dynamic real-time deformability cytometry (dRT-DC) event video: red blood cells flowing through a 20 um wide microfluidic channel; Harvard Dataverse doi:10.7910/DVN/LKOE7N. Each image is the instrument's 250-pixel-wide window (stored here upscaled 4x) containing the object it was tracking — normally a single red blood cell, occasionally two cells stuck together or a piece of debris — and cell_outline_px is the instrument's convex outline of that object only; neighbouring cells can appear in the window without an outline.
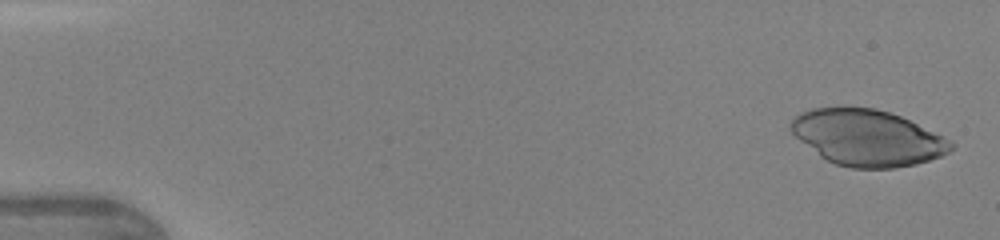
{"species": "human", "species_latin": "Homo sapiens", "temperature_condition": "warm", "stored_images_in_passage": 25, "camera_frame_rate_fps": 3000, "um_per_image_px": 0.085, "donor": {"sex": "female"}, "frame": {"image": 1, "passage_image": 2, "time_ms": 0.333, "image_size_px": [1000, 240], "cell_outline_px": [[956, 144], [948, 152], [940, 156], [916, 164], [896, 168], [852, 168], [836, 164], [820, 156], [800, 140], [792, 132], [792, 120], [800, 112], [812, 108], [876, 108], [900, 116], [952, 140]], "centroid_in_image_um": [73.76, 11.72], "position_along_channel_um": 11.2, "area_um2": 51.73}}
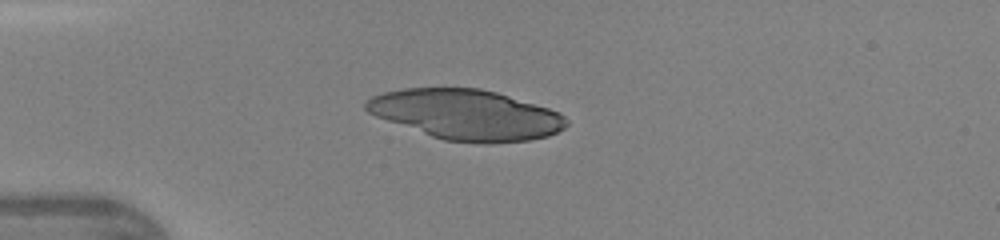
{"frame": {"image": 2, "passage_image": 11, "time_ms": 3.333, "image_size_px": [1000, 240], "cell_outline_px": [[568, 124], [564, 128], [548, 136], [528, 140], [488, 144], [484, 144], [444, 140], [432, 136], [376, 116], [368, 112], [364, 108], [364, 104], [372, 96], [384, 92], [404, 88], [480, 88], [496, 92], [548, 108], [560, 112], [568, 120]], "centroid_in_image_um": [39.65, 9.75], "position_along_channel_um": 45.4, "area_um2": 58.32}}